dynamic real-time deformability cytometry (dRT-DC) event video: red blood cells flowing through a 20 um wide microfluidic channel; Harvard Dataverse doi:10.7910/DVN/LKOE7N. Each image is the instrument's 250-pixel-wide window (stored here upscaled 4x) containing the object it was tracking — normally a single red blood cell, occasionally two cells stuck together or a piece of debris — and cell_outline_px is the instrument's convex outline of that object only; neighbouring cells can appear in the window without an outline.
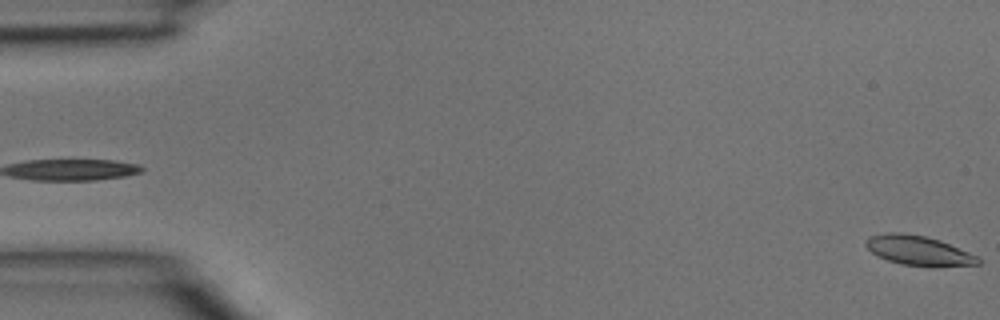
{"species": "common noctule bat (a hibernating species)", "species_latin": "Nyctalus noctula", "temperature_condition": "room temperature", "stored_images_in_passage": 4, "segment_of_instrument_passage": [2, 2], "camera_frame_rate_fps": 3000, "um_per_image_px": 0.085, "animal": {"sex": "male", "body_mass_g": 15.6}, "frame": {"image": 1, "passage_image": 4, "time_ms": 1.0, "image_size_px": [1000, 320], "cell_outline_px": [[980, 264], [932, 268], [928, 268], [900, 264], [876, 256], [864, 244], [868, 236], [888, 232], [900, 232], [924, 236], [940, 240], [980, 256]], "centroid_in_image_um": [78.11, 21.32], "position_along_channel_um": 6.9, "area_um2": 19.94}}